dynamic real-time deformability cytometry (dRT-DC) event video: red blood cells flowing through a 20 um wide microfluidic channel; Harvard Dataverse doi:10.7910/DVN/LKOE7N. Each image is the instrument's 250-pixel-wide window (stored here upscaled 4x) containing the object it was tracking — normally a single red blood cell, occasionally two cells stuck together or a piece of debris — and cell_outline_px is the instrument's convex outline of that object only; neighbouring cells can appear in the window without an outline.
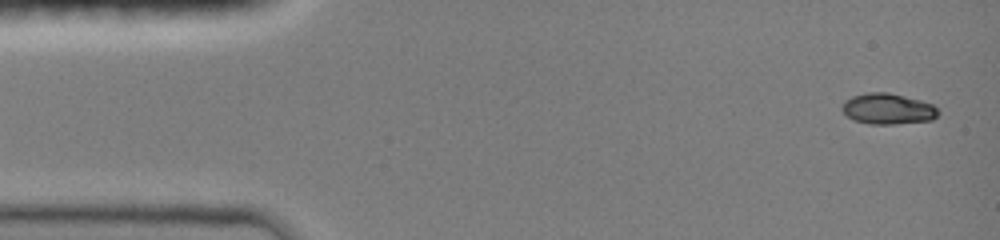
{"species": "common noctule bat (a hibernating species)", "species_latin": "Nyctalus noctula", "temperature_condition": "room temperature", "stored_images_in_passage": 15, "camera_frame_rate_fps": 3000, "um_per_image_px": 0.085, "animal": {"sex": "female", "body_mass_g": 19.0, "forearm_length_mm": 51.5}, "frame": {"image": 1, "passage_image": 1, "time_ms": 0.0, "image_size_px": [1000, 240], "cell_outline_px": [[940, 112], [932, 120], [892, 124], [868, 124], [852, 120], [840, 108], [844, 100], [852, 96], [868, 92], [888, 92], [920, 100], [932, 104]], "centroid_in_image_um": [75.43, 9.25], "position_along_channel_um": 9.6, "area_um2": 17.34}}
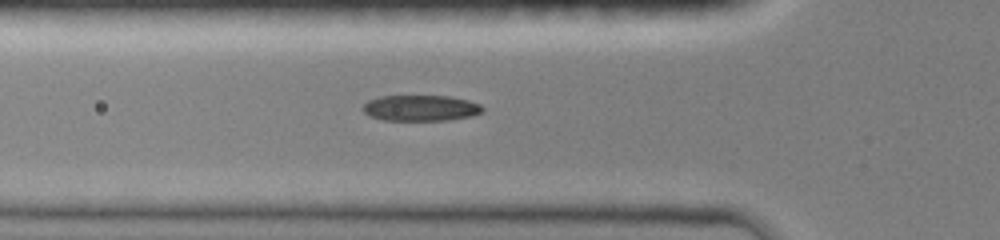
{"frame": {"image": 2, "passage_image": 7, "time_ms": 4.667, "image_size_px": [1000, 240], "cell_outline_px": [[484, 112], [472, 116], [448, 120], [380, 120], [368, 116], [360, 108], [368, 100], [380, 96], [448, 96], [468, 100], [480, 104], [484, 108]], "centroid_in_image_um": [35.74, 9.19], "position_along_channel_um": 90.1, "area_um2": 18.26}}
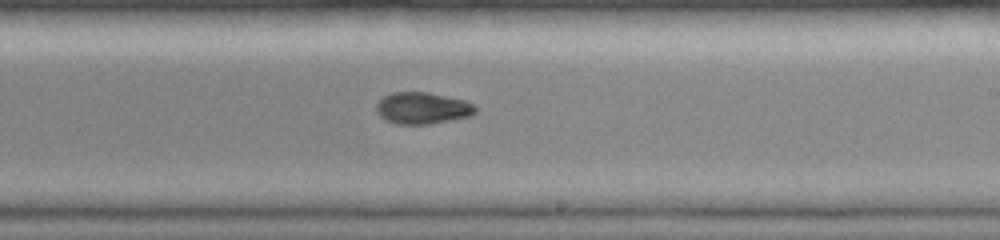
{"frame": {"image": 3, "passage_image": 15, "time_ms": 8.667, "image_size_px": [1000, 240], "cell_outline_px": [[476, 112], [468, 116], [428, 124], [400, 124], [384, 120], [376, 112], [376, 104], [384, 96], [392, 92], [428, 92], [464, 100], [472, 104], [476, 108]], "centroid_in_image_um": [35.86, 9.18], "position_along_channel_um": 253.1, "area_um2": 18.09}}